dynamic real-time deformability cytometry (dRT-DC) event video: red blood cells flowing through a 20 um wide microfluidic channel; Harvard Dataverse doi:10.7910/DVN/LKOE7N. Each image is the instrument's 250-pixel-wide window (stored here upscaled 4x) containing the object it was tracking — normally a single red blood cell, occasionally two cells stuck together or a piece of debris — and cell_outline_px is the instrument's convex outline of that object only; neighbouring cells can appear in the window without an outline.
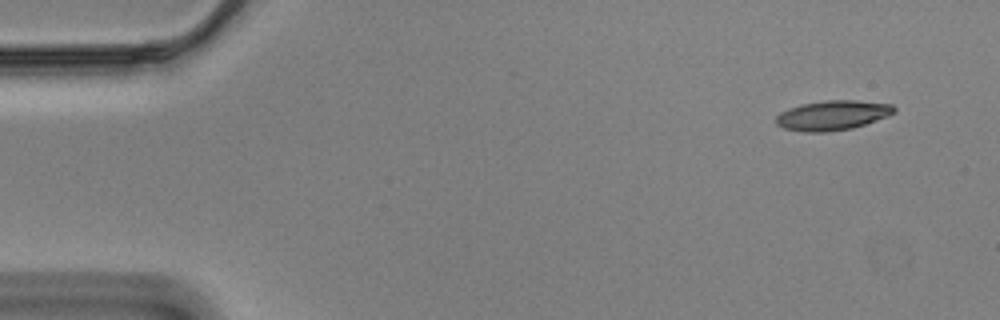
{"species": "Egyptian fruit bat (a non-hibernating species)", "species_latin": "Rousettus aegyptiacus", "temperature_condition": "cold", "stored_images_in_passage": 54, "camera_frame_rate_fps": 3000, "um_per_image_px": 0.085, "animal": {"sex": "male"}, "frame": {"image": 1, "passage_image": 1, "time_ms": 0.0, "image_size_px": [1000, 320], "cell_outline_px": [[896, 112], [888, 116], [852, 128], [824, 132], [804, 132], [784, 128], [776, 124], [776, 116], [780, 112], [804, 104], [824, 100], [856, 100], [892, 104], [896, 108]], "centroid_in_image_um": [70.79, 9.8], "position_along_channel_um": 14.2, "area_um2": 20.29}}
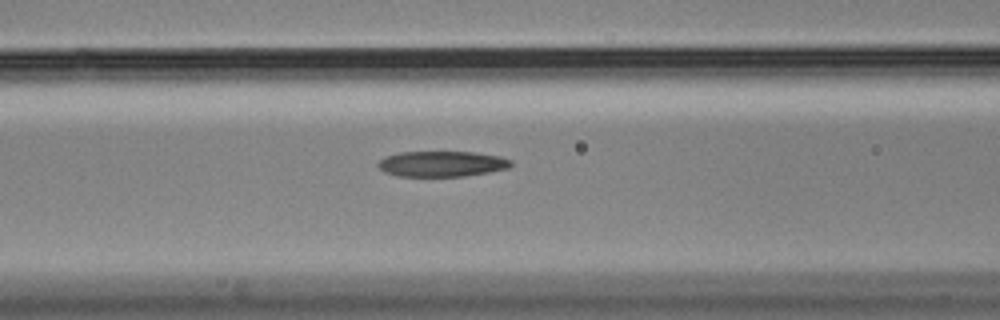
{"frame": {"image": 2, "passage_image": 20, "time_ms": 6.333, "image_size_px": [1000, 320], "cell_outline_px": [[512, 164], [508, 168], [488, 172], [464, 176], [396, 176], [384, 172], [376, 164], [380, 160], [388, 156], [400, 152], [472, 152], [500, 156], [512, 160]], "centroid_in_image_um": [37.56, 13.93], "position_along_channel_um": 129.0, "area_um2": 19.71}}
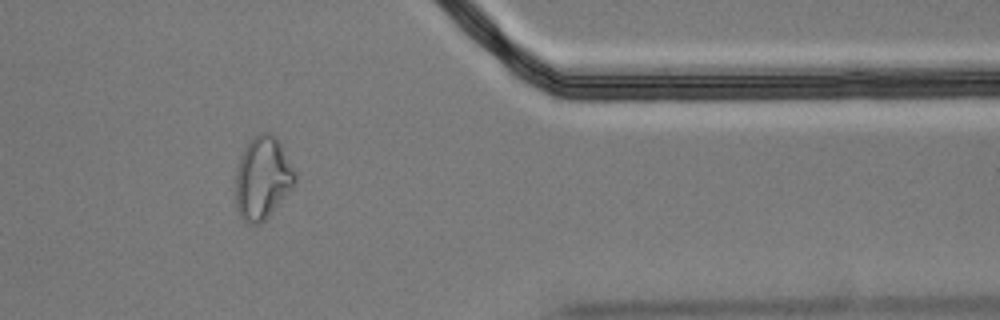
{"frame": {"image": 3, "passage_image": 44, "time_ms": 14.333, "image_size_px": [1000, 320], "cell_outline_px": [[296, 184], [268, 216], [260, 224], [248, 224], [240, 216], [236, 208], [236, 168], [240, 156], [248, 140], [260, 132], [268, 132], [276, 136], [296, 172]], "centroid_in_image_um": [22.31, 15.11], "position_along_channel_um": 389.1, "area_um2": 28.78}, "authors_computed_cell_mechanics": {"area_um2": 20.9814, "velocity_mm_per_s": 3.485, "shape_relaxation_time_tau1_ms": null, "shape_relaxation_time_tau2_ms": 7.5193, "deformation_change_tau1": null, "deformation_change_tau2": 0.1841}}